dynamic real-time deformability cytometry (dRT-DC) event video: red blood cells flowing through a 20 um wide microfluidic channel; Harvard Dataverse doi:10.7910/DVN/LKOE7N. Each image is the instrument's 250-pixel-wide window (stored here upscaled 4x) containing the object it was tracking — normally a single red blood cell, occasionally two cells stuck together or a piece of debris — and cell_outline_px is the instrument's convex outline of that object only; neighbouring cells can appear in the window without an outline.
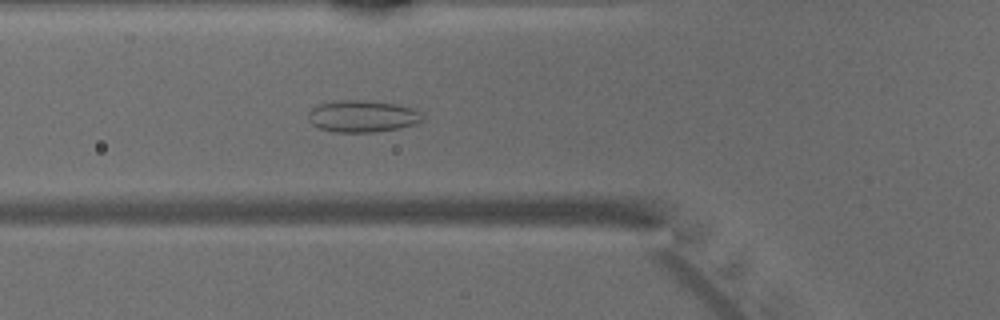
{"species": "common noctule bat (a hibernating species)", "species_latin": "Nyctalus noctula", "temperature_condition": "warm", "stored_images_in_passage": 49, "camera_frame_rate_fps": 3000, "um_per_image_px": 0.085, "animal": {"sex": "male", "body_mass_g": 15.6}, "frame": {"image": 1, "passage_image": 18, "time_ms": 5.667, "image_size_px": [1000, 320], "cell_outline_px": [[424, 120], [416, 124], [400, 128], [376, 132], [332, 132], [320, 128], [312, 124], [308, 120], [308, 112], [312, 108], [320, 104], [332, 100], [372, 100], [400, 104], [412, 108], [420, 112], [424, 116]], "centroid_in_image_um": [30.83, 9.87], "position_along_channel_um": 95.0, "area_um2": 21.68}}
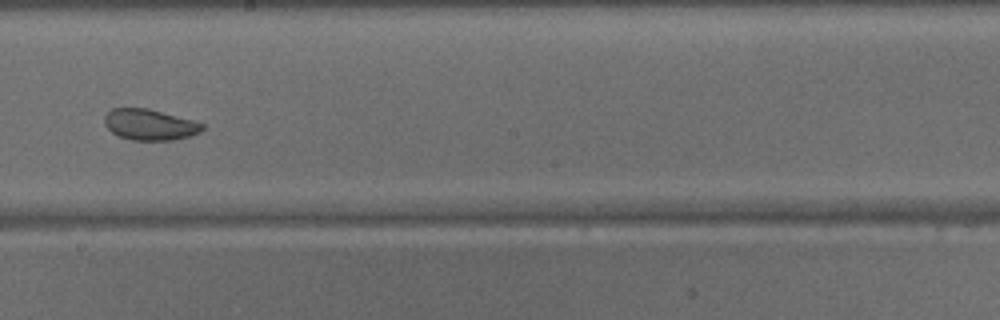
{"frame": {"image": 2, "passage_image": 28, "time_ms": 9.0, "image_size_px": [1000, 320], "cell_outline_px": [[204, 128], [200, 132], [188, 136], [172, 140], [132, 140], [120, 136], [112, 132], [104, 124], [104, 116], [112, 108], [148, 108], [192, 120], [204, 124]], "centroid_in_image_um": [12.71, 10.59], "position_along_channel_um": 235.5, "area_um2": 17.51}}
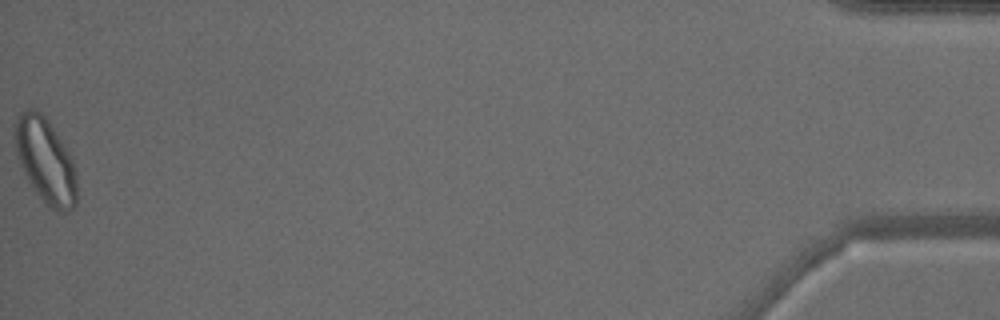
{"frame": {"image": 3, "passage_image": 49, "time_ms": 16.0, "image_size_px": [1000, 320], "cell_outline_px": [[76, 204], [68, 212], [56, 212], [48, 208], [36, 192], [28, 180], [20, 164], [16, 148], [12, 128], [12, 124], [20, 112], [28, 108], [36, 108], [48, 120], [68, 152], [72, 160], [76, 176]], "centroid_in_image_um": [3.83, 13.64], "position_along_channel_um": 431.4, "area_um2": 30.75}}